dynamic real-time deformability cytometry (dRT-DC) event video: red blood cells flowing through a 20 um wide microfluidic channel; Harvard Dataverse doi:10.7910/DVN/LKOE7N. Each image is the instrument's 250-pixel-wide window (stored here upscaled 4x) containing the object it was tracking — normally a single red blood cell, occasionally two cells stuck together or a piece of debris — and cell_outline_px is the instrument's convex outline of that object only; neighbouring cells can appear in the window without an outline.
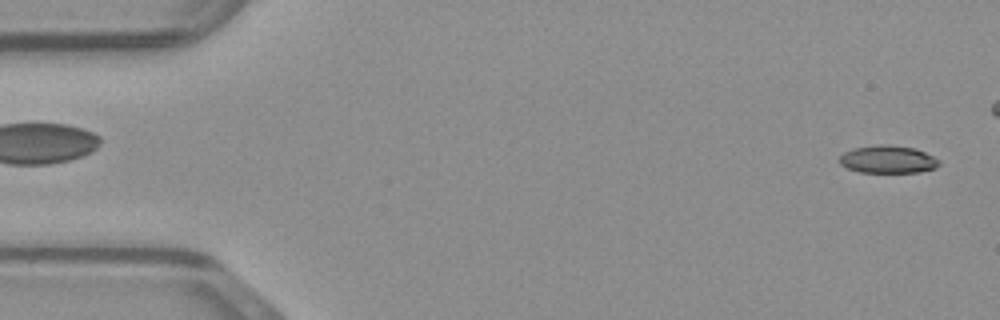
{"species": "common noctule bat (a hibernating species)", "species_latin": "Nyctalus noctula", "temperature_condition": "warm", "stored_images_in_passage": 42, "camera_frame_rate_fps": 3000, "um_per_image_px": 0.085, "animal": {"sex": "male", "body_mass_g": 23.1, "forearm_length_mm": 52.7}, "frame": {"image": 1, "passage_image": 1, "time_ms": 0.0, "image_size_px": [1000, 320], "cell_outline_px": [[940, 164], [936, 168], [920, 172], [860, 172], [848, 168], [840, 164], [840, 156], [844, 152], [856, 148], [880, 144], [884, 144], [916, 148], [940, 160]], "centroid_in_image_um": [75.5, 13.55], "position_along_channel_um": 9.5, "area_um2": 15.95}}
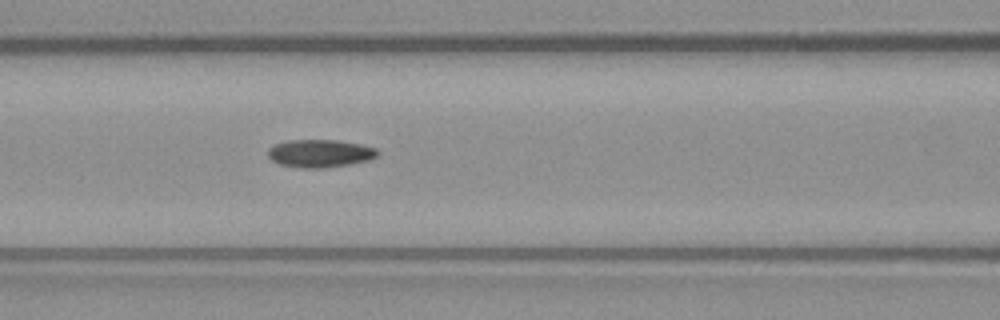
{"frame": {"image": 2, "passage_image": 19, "time_ms": 6.0, "image_size_px": [1000, 320], "cell_outline_px": [[380, 152], [376, 156], [368, 160], [348, 164], [324, 168], [300, 168], [280, 164], [272, 160], [268, 156], [268, 148], [276, 144], [288, 140], [340, 140], [360, 144], [376, 148]], "centroid_in_image_um": [27.2, 13.03], "position_along_channel_um": 139.4, "area_um2": 17.74}}
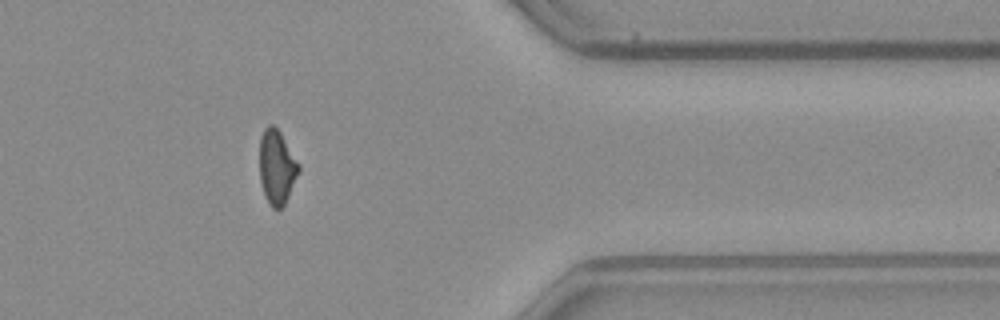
{"frame": {"image": 3, "passage_image": 38, "time_ms": 12.333, "image_size_px": [1000, 320], "cell_outline_px": [[300, 168], [288, 196], [284, 204], [280, 208], [272, 208], [268, 204], [264, 196], [260, 180], [260, 136], [264, 128], [268, 124], [272, 124], [280, 132], [300, 164]], "centroid_in_image_um": [23.51, 14.19], "position_along_channel_um": 387.9, "area_um2": 16.88}}